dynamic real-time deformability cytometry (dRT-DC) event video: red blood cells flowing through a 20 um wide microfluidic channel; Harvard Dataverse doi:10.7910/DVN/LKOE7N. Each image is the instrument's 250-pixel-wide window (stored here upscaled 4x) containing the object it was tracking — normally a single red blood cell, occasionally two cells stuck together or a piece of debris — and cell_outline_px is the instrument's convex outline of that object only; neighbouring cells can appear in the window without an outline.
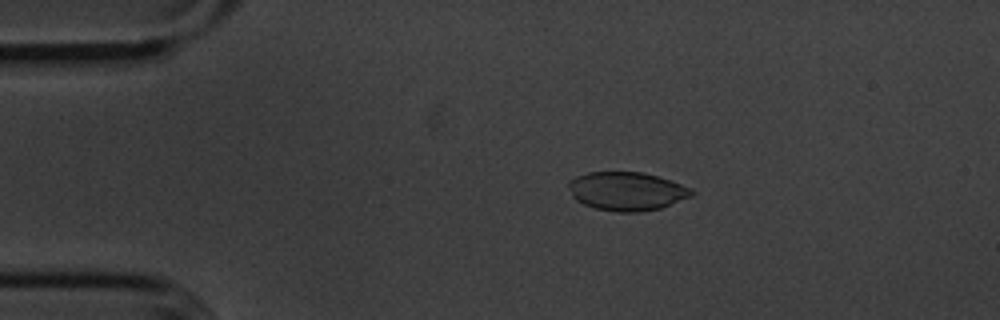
{"species": "common noctule bat (a hibernating species)", "species_latin": "Nyctalus noctula", "temperature_condition": "cold", "stored_images_in_passage": 55, "camera_frame_rate_fps": 3000, "um_per_image_px": 0.085, "animal": {"sex": "male", "body_mass_g": 20.1, "forearm_length_mm": 53.5}, "frame": {"image": 1, "passage_image": 11, "time_ms": 3.333, "image_size_px": [1000, 320], "cell_outline_px": [[696, 192], [692, 196], [660, 208], [640, 212], [616, 212], [596, 208], [584, 204], [576, 200], [572, 196], [568, 184], [568, 180], [576, 176], [588, 172], [640, 172], [656, 176], [680, 184]], "centroid_in_image_um": [53.24, 16.26], "position_along_channel_um": 31.8, "area_um2": 27.46}}
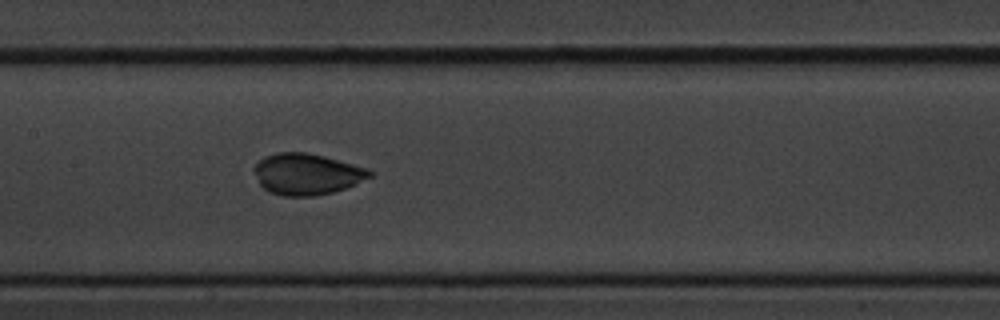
{"frame": {"image": 2, "passage_image": 27, "time_ms": 8.667, "image_size_px": [1000, 320], "cell_outline_px": [[372, 176], [344, 188], [332, 192], [316, 196], [284, 196], [268, 192], [260, 184], [252, 168], [264, 156], [276, 152], [308, 152], [324, 156], [352, 164], [364, 168], [372, 172]], "centroid_in_image_um": [26.02, 14.79], "position_along_channel_um": 181.4, "area_um2": 27.57}}
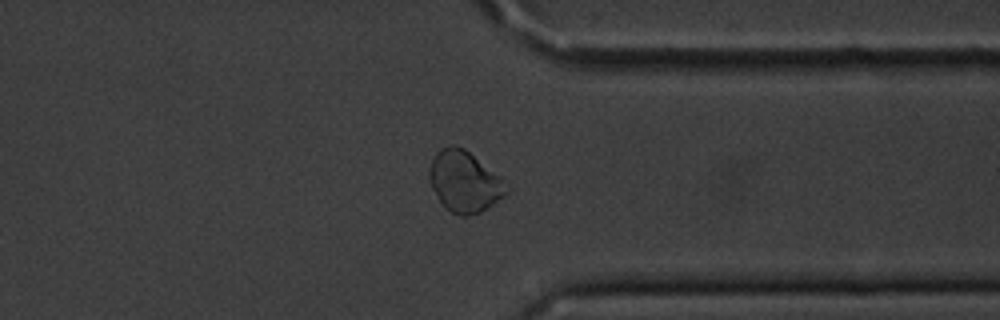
{"frame": {"image": 3, "passage_image": 43, "time_ms": 14.0, "image_size_px": [1000, 320], "cell_outline_px": [[508, 192], [504, 196], [480, 212], [468, 216], [460, 216], [444, 208], [432, 188], [428, 176], [428, 172], [432, 160], [436, 152], [440, 148], [448, 144], [456, 144], [464, 148], [508, 180]], "centroid_in_image_um": [39.5, 15.4], "position_along_channel_um": 371.9, "area_um2": 27.98}, "authors_computed_cell_mechanics": {"area_um2": 27.8596, "velocity_mm_per_s": 3.6193, "shape_relaxation_time_tau1_ms": 3.5234, "shape_relaxation_time_tau2_ms": null, "deformation_change_tau1": 0.1102, "deformation_change_tau2": null}}